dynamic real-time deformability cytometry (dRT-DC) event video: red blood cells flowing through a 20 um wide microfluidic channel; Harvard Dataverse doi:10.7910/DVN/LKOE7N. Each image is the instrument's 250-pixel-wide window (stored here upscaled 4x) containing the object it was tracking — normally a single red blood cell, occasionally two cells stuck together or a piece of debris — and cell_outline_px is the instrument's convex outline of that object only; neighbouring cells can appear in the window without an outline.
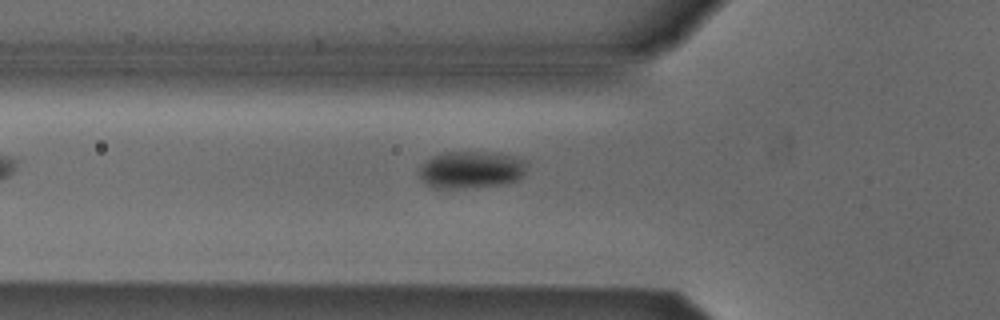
{"species": "Egyptian fruit bat (a non-hibernating species)", "species_latin": "Rousettus aegyptiacus", "temperature_condition": "cold", "stored_images_in_passage": 5, "camera_frame_rate_fps": 3000, "um_per_image_px": 0.085, "animal": {"sex": "male"}, "frame": {"image": 1, "passage_image": 5, "time_ms": 5.0, "image_size_px": [1000, 320], "cell_outline_px": [[528, 164], [524, 176], [516, 180], [500, 184], [464, 188], [436, 188], [424, 184], [420, 176], [420, 168], [432, 156], [448, 152], [484, 152], [516, 156], [524, 160]], "centroid_in_image_um": [40.07, 14.43], "position_along_channel_um": 85.7, "area_um2": 23.18}}